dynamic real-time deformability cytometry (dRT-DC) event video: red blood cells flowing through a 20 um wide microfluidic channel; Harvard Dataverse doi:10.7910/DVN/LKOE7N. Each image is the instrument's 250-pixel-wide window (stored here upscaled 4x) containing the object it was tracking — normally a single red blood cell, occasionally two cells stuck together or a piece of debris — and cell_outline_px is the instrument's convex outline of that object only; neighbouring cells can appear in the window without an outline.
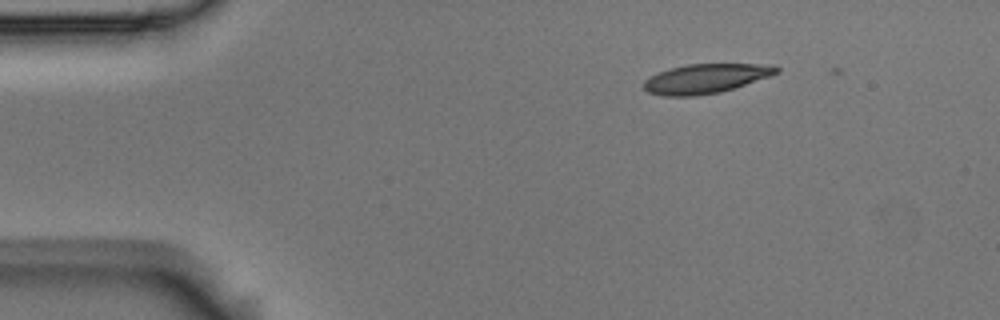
{"species": "Egyptian fruit bat (a non-hibernating species)", "species_latin": "Rousettus aegyptiacus", "temperature_condition": "room temperature", "stored_images_in_passage": 3, "camera_frame_rate_fps": 3000, "um_per_image_px": 0.085, "animal": {"sex": "male"}, "frame": {"image": 1, "passage_image": 2, "time_ms": 0.333, "image_size_px": [1000, 320], "cell_outline_px": [[780, 72], [720, 92], [696, 96], [664, 96], [648, 92], [644, 88], [644, 80], [660, 72], [672, 68], [688, 64], [772, 64], [780, 68]], "centroid_in_image_um": [59.99, 6.68], "position_along_channel_um": 25.0, "area_um2": 22.37}}